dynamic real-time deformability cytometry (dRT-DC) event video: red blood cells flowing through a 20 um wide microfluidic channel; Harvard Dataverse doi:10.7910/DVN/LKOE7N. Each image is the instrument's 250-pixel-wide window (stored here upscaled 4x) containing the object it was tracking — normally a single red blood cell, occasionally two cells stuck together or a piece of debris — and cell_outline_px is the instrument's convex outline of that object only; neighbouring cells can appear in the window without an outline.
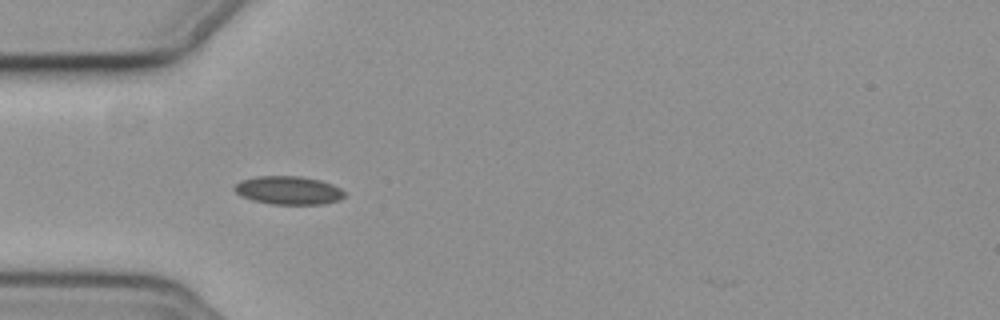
{"species": "common noctule bat (a hibernating species)", "species_latin": "Nyctalus noctula", "temperature_condition": "cold", "stored_images_in_passage": 11, "camera_frame_rate_fps": 3000, "um_per_image_px": 0.085, "animal": {"sex": "female", "body_mass_g": 19.3, "forearm_length_mm": 54.1}, "frame": {"image": 1, "passage_image": 2, "time_ms": 0.333, "image_size_px": [1000, 320], "cell_outline_px": [[344, 196], [340, 200], [324, 204], [272, 204], [252, 200], [240, 196], [232, 188], [240, 180], [256, 176], [300, 176], [320, 180], [332, 184], [340, 188], [344, 192]], "centroid_in_image_um": [24.5, 16.17], "position_along_channel_um": 60.5, "area_um2": 18.26}}
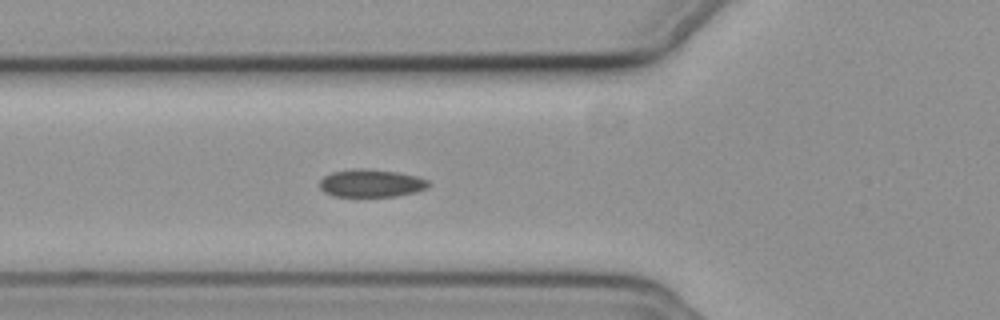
{"frame": {"image": 2, "passage_image": 5, "time_ms": 1.333, "image_size_px": [1000, 320], "cell_outline_px": [[428, 188], [416, 192], [396, 196], [332, 196], [324, 192], [320, 188], [320, 180], [324, 176], [332, 172], [356, 168], [364, 168], [396, 172], [416, 176], [428, 180]], "centroid_in_image_um": [31.53, 15.57], "position_along_channel_um": 94.3, "area_um2": 17.57}}
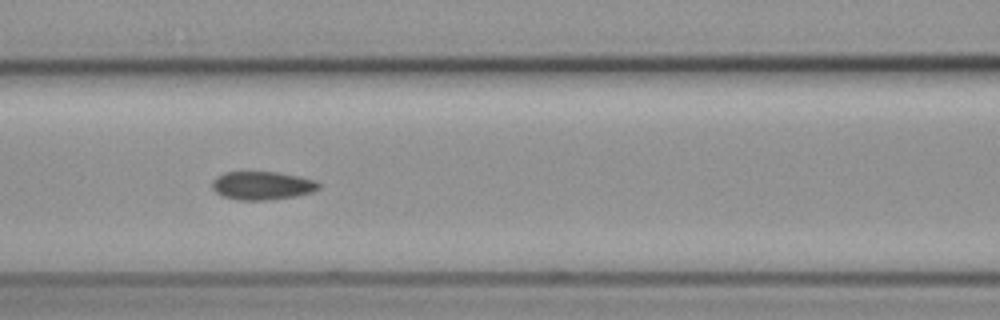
{"frame": {"image": 3, "passage_image": 9, "time_ms": 2.667, "image_size_px": [1000, 320], "cell_outline_px": [[320, 188], [312, 192], [296, 196], [268, 200], [236, 200], [224, 196], [216, 192], [212, 188], [212, 180], [216, 176], [224, 172], [276, 172], [300, 176], [316, 180], [320, 184]], "centroid_in_image_um": [22.29, 15.77], "position_along_channel_um": 144.3, "area_um2": 17.74}}